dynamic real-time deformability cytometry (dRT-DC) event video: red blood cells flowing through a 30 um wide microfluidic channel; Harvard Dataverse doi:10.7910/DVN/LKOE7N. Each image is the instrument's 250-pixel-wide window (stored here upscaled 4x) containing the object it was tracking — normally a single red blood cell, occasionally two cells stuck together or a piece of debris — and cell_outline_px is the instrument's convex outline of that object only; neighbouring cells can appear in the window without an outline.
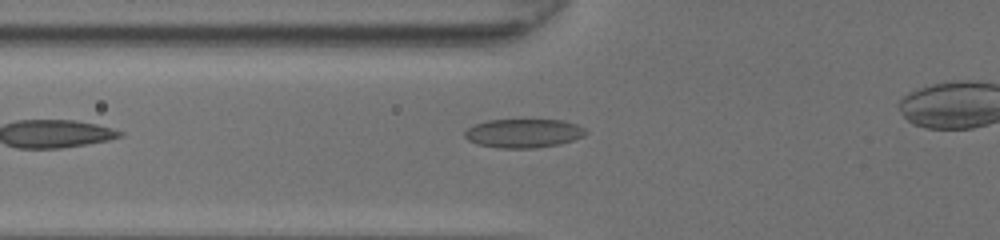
{"species": "common noctule bat (a hibernating species)", "species_latin": "Nyctalus noctula", "temperature_condition": "room temperature", "stored_images_in_passage": 28, "camera_frame_rate_fps": 3000, "um_per_image_px": 0.085, "animal": {"sex": "female", "body_mass_g": 20.0, "forearm_length_mm": 54.0}, "frame": {"image": 1, "passage_image": 2, "time_ms": 0.333, "image_size_px": [1000, 240], "cell_outline_px": [[588, 132], [584, 136], [560, 144], [536, 148], [500, 148], [476, 144], [468, 140], [464, 136], [464, 132], [468, 128], [476, 124], [488, 120], [564, 120], [576, 124], [584, 128]], "centroid_in_image_um": [44.5, 11.33], "position_along_channel_um": 81.3, "area_um2": 20.35}}
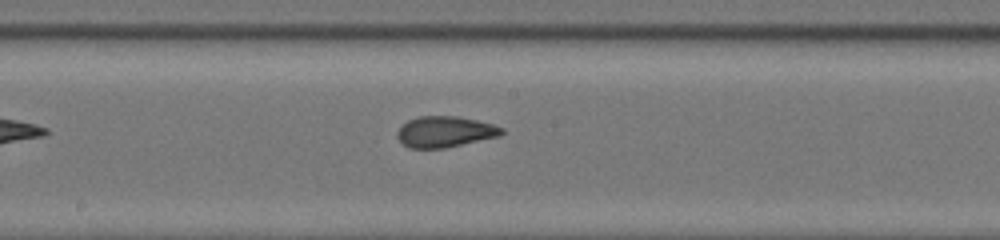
{"frame": {"image": 2, "passage_image": 11, "time_ms": 3.333, "image_size_px": [1000, 240], "cell_outline_px": [[504, 132], [500, 136], [444, 148], [408, 148], [396, 136], [396, 132], [408, 120], [420, 116], [460, 116], [492, 124], [504, 128]], "centroid_in_image_um": [37.83, 11.19], "position_along_channel_um": 210.4, "area_um2": 18.79}}
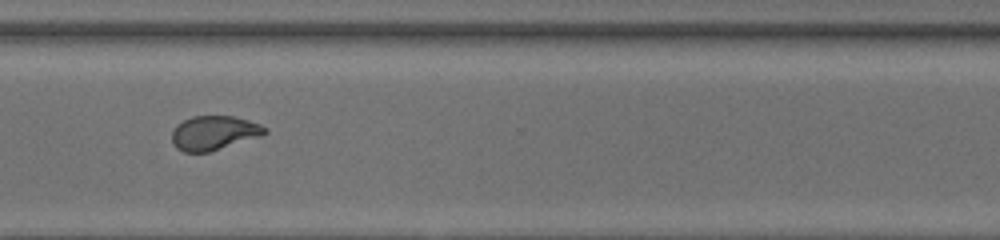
{"frame": {"image": 3, "passage_image": 21, "time_ms": 6.667, "image_size_px": [1000, 240], "cell_outline_px": [[268, 132], [260, 136], [208, 152], [184, 152], [176, 148], [172, 140], [172, 132], [176, 124], [192, 116], [232, 116], [248, 120], [260, 124], [268, 128]], "centroid_in_image_um": [18.18, 11.29], "position_along_channel_um": 352.4, "area_um2": 18.44}}